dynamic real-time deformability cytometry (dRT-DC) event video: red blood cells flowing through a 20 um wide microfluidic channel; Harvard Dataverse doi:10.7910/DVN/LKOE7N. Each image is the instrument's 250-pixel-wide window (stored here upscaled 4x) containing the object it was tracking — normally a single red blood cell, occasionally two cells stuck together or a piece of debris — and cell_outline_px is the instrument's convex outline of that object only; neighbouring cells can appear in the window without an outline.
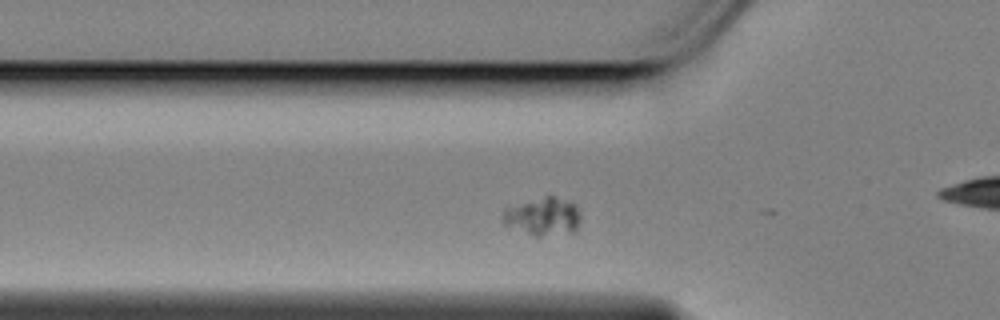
{"species": "Egyptian fruit bat (a non-hibernating species)", "species_latin": "Rousettus aegyptiacus", "temperature_condition": "cold", "stored_images_in_passage": 38, "camera_frame_rate_fps": 3000, "um_per_image_px": 0.085, "animal": {"sex": "female"}, "frame": {"image": 1, "passage_image": 7, "time_ms": 2.0, "image_size_px": [1000, 320], "cell_outline_px": [[580, 224], [572, 232], [540, 236], [532, 236], [504, 224], [500, 220], [500, 216], [504, 208], [544, 196], [552, 196], [576, 204], [580, 212]], "centroid_in_image_um": [46.12, 18.41], "position_along_channel_um": 79.7, "area_um2": 17.34}}
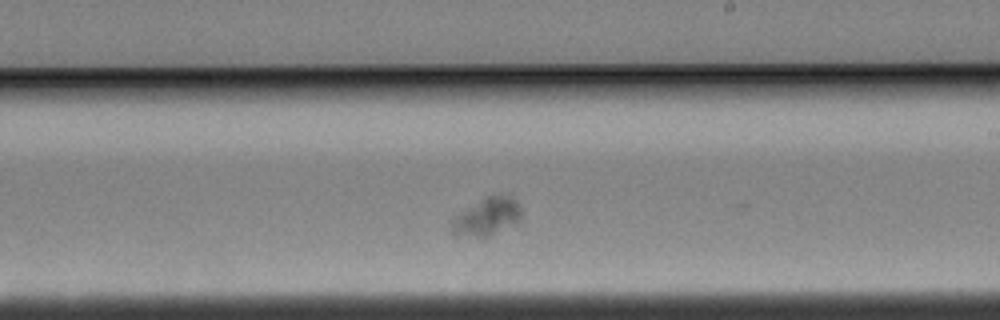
{"frame": {"image": 2, "passage_image": 22, "time_ms": 7.0, "image_size_px": [1000, 320], "cell_outline_px": [[520, 220], [516, 224], [484, 240], [456, 236], [448, 232], [448, 224], [456, 216], [468, 208], [488, 196], [512, 196], [516, 200], [520, 208]], "centroid_in_image_um": [41.33, 18.54], "position_along_channel_um": 247.7, "area_um2": 15.84}}
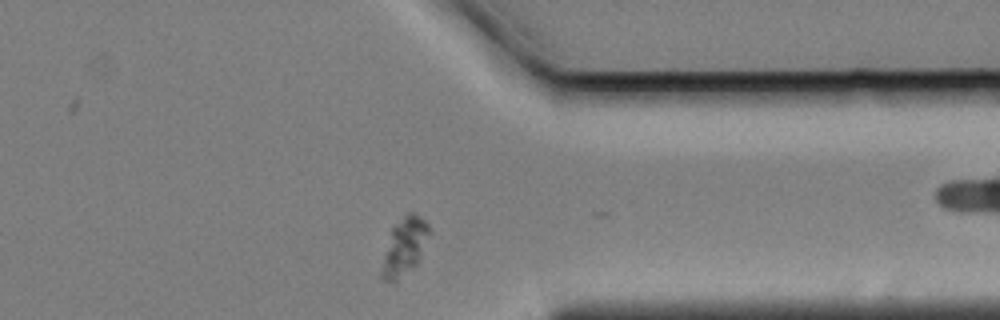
{"frame": {"image": 3, "passage_image": 34, "time_ms": 11.0, "image_size_px": [1000, 320], "cell_outline_px": [[432, 232], [416, 264], [396, 284], [384, 280], [380, 276], [380, 268], [392, 228], [408, 212], [412, 212], [424, 220], [432, 228]], "centroid_in_image_um": [34.38, 21.01], "position_along_channel_um": 377.0, "area_um2": 16.01}}